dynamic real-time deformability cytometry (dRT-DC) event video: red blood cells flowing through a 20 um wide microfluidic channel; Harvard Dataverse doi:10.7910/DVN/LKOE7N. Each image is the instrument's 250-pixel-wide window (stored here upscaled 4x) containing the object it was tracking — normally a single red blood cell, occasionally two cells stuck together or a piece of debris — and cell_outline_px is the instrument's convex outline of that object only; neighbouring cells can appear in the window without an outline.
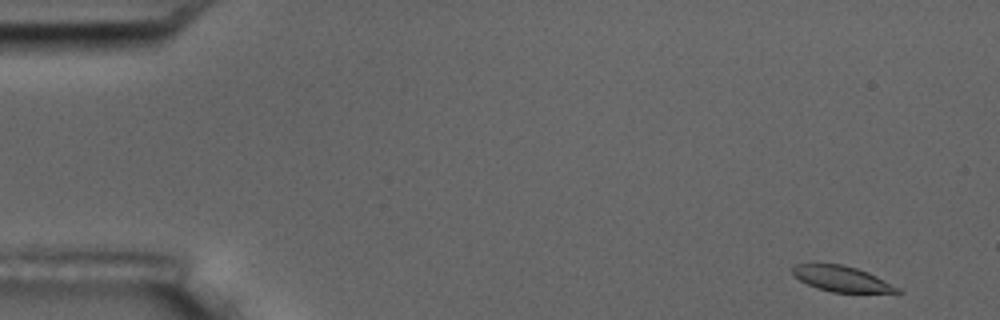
{"species": "common noctule bat (a hibernating species)", "species_latin": "Nyctalus noctula", "temperature_condition": "room temperature", "stored_images_in_passage": 5, "camera_frame_rate_fps": 3000, "um_per_image_px": 0.085, "animal": {"sex": "male", "body_mass_g": 17.5, "forearm_length_mm": 52.3}, "frame": {"image": 1, "passage_image": 1, "time_ms": 0.0, "image_size_px": [1000, 320], "cell_outline_px": [[904, 292], [832, 292], [816, 288], [800, 280], [792, 272], [792, 268], [796, 264], [840, 264], [856, 268], [868, 272], [900, 288]], "centroid_in_image_um": [71.55, 23.7], "position_along_channel_um": 13.5, "area_um2": 15.32}}
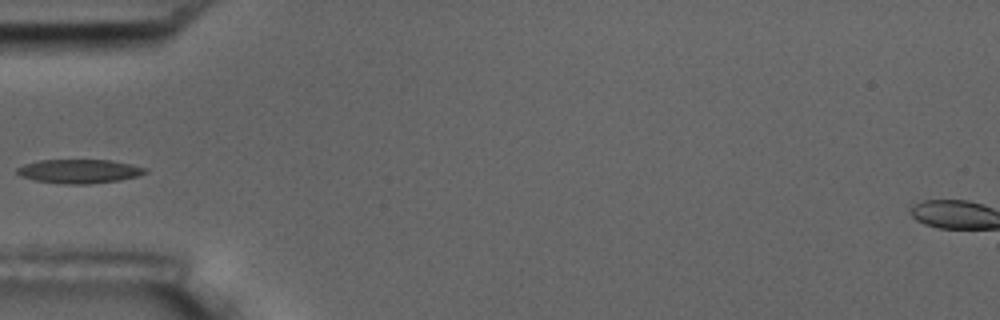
{"frame": {"image": 2, "passage_image": 5, "time_ms": 5.333, "image_size_px": [1000, 320], "cell_outline_px": [[148, 172], [136, 176], [120, 180], [84, 184], [64, 184], [36, 180], [20, 176], [16, 172], [16, 168], [24, 164], [40, 160], [112, 160], [148, 168]], "centroid_in_image_um": [6.73, 14.55], "position_along_channel_um": 78.3, "area_um2": 17.8}}